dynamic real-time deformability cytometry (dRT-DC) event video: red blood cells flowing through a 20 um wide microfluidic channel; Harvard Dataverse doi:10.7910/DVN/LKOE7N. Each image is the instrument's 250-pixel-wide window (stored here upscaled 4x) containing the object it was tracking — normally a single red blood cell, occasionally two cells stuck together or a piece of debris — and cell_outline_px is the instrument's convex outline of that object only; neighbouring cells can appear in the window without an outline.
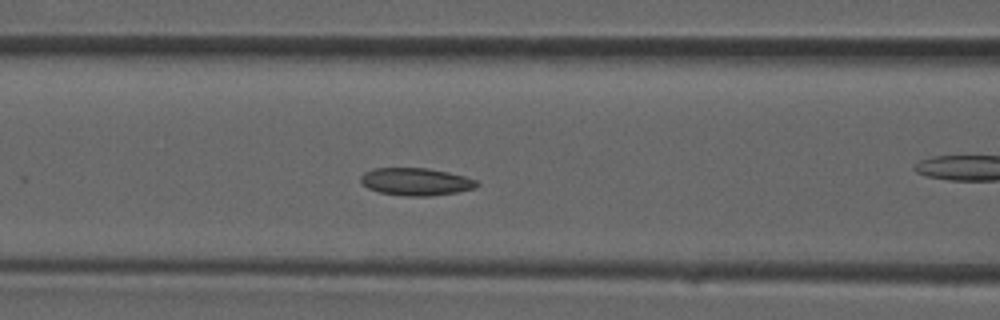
{"species": "common noctule bat (a hibernating species)", "species_latin": "Nyctalus noctula", "temperature_condition": "room temperature", "stored_images_in_passage": 16, "camera_frame_rate_fps": 3000, "um_per_image_px": 0.085, "animal": {"sex": "male", "forearm_length_mm": 52.5}, "frame": {"image": 1, "passage_image": 11, "time_ms": 3.333, "image_size_px": [1000, 320], "cell_outline_px": [[480, 184], [476, 188], [456, 192], [428, 196], [404, 196], [380, 192], [368, 188], [360, 180], [360, 176], [364, 172], [372, 168], [428, 168], [448, 172], [464, 176], [476, 180]], "centroid_in_image_um": [35.35, 15.44], "position_along_channel_um": 131.2, "area_um2": 18.61}}
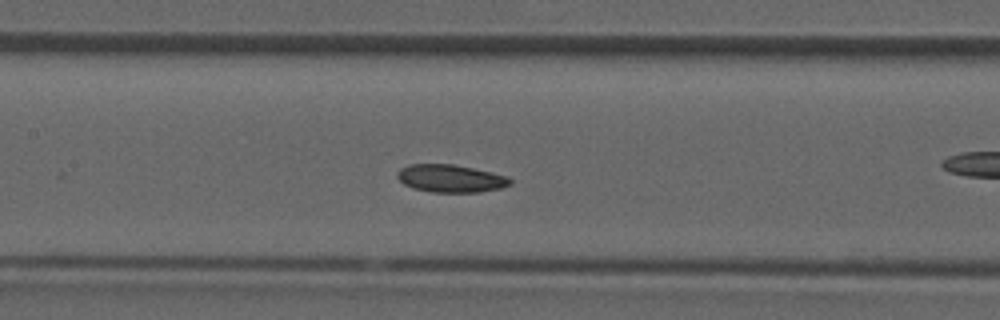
{"frame": {"image": 2, "passage_image": 13, "time_ms": 4.0, "image_size_px": [1000, 320], "cell_outline_px": [[512, 184], [500, 188], [480, 192], [432, 192], [412, 188], [404, 184], [396, 176], [396, 172], [400, 168], [408, 164], [452, 164], [472, 168], [508, 176], [512, 180]], "centroid_in_image_um": [38.28, 15.17], "position_along_channel_um": 169.1, "area_um2": 18.26}}